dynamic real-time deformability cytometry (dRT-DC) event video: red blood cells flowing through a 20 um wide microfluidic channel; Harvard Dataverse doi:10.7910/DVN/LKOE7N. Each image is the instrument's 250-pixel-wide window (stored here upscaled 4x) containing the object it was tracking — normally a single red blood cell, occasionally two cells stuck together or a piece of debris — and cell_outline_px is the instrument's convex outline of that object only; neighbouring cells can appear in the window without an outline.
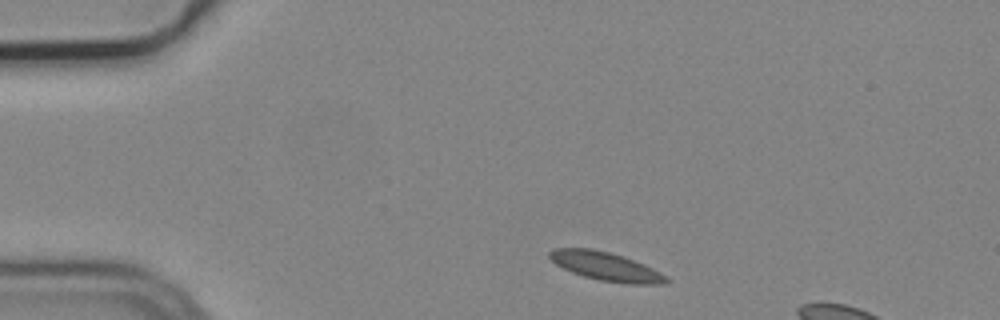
{"species": "common noctule bat (a hibernating species)", "species_latin": "Nyctalus noctula", "temperature_condition": "cold", "stored_images_in_passage": 3, "camera_frame_rate_fps": 3000, "um_per_image_px": 0.085, "animal": {"sex": "male", "body_mass_g": 19.2, "forearm_length_mm": 51.8}, "frame": {"image": 1, "passage_image": 1, "time_ms": 0.0, "image_size_px": [1000, 320], "cell_outline_px": [[672, 280], [668, 284], [628, 284], [600, 280], [584, 276], [572, 272], [556, 264], [548, 256], [548, 252], [556, 248], [592, 248], [624, 256], [644, 264], [660, 272]], "centroid_in_image_um": [51.55, 22.65], "position_along_channel_um": 33.5, "area_um2": 19.48}}